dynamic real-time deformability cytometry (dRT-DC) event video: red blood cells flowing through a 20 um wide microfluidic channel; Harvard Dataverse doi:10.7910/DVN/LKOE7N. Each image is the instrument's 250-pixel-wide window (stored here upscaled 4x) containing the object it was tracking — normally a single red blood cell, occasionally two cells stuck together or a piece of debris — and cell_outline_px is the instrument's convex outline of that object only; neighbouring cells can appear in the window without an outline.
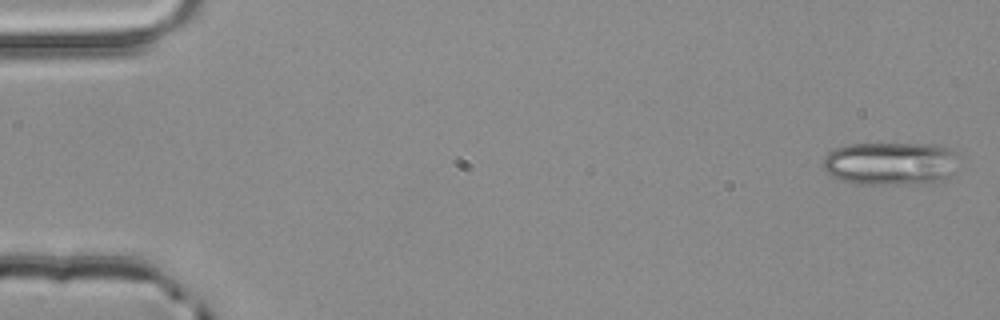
{"species": "common noctule bat (a hibernating species)", "species_latin": "Nyctalus noctula", "temperature_condition": "room temperature", "stored_images_in_passage": 4, "camera_frame_rate_fps": 3000, "um_per_image_px": 0.085, "animal": {"sex": "male", "body_mass_g": 20.4}, "frame": {"image": 1, "passage_image": 1, "time_ms": 0.0, "image_size_px": [1000, 320], "cell_outline_px": [[952, 152], [944, 176], [936, 180], [900, 184], [856, 184], [840, 180], [824, 172], [824, 156], [828, 152], [836, 148], [852, 144], [928, 144], [948, 148]], "centroid_in_image_um": [75.42, 13.88], "position_along_channel_um": 9.6, "area_um2": 32.48}}